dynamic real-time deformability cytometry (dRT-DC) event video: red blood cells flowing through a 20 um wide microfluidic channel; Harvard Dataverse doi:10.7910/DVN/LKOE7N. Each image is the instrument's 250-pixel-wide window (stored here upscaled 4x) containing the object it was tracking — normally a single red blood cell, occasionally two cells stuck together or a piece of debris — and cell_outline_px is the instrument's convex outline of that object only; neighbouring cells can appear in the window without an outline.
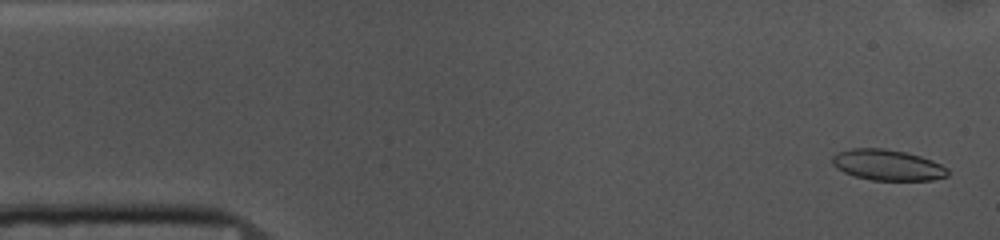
{"species": "common noctule bat (a hibernating species)", "species_latin": "Nyctalus noctula", "temperature_condition": "cold", "stored_images_in_passage": 53, "camera_frame_rate_fps": 3000, "um_per_image_px": 0.085, "animal": {"sex": "female", "body_mass_g": 10.0, "forearm_length_mm": 53.1}, "frame": {"image": 1, "passage_image": 2, "time_ms": 0.333, "image_size_px": [1000, 240], "cell_outline_px": [[948, 176], [932, 180], [872, 180], [856, 176], [844, 172], [836, 168], [832, 164], [832, 156], [840, 152], [852, 148], [884, 148], [904, 152], [920, 156], [932, 160], [948, 168]], "centroid_in_image_um": [75.45, 14.03], "position_along_channel_um": 9.6, "area_um2": 20.63}}
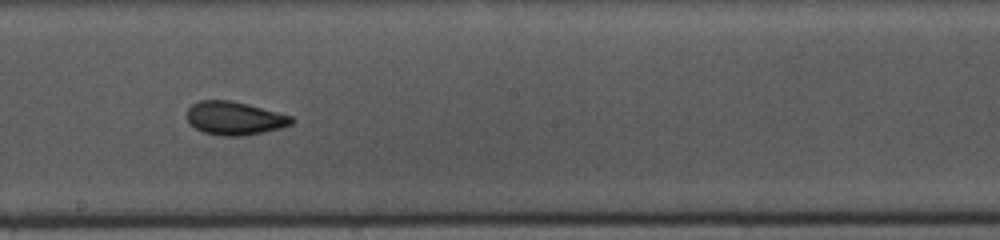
{"frame": {"image": 2, "passage_image": 28, "time_ms": 9.0, "image_size_px": [1000, 240], "cell_outline_px": [[296, 120], [292, 124], [280, 128], [264, 132], [240, 136], [220, 136], [204, 132], [188, 124], [188, 108], [192, 104], [200, 100], [228, 100], [248, 104], [292, 116]], "centroid_in_image_um": [19.94, 10.05], "position_along_channel_um": 228.3, "area_um2": 20.35}}
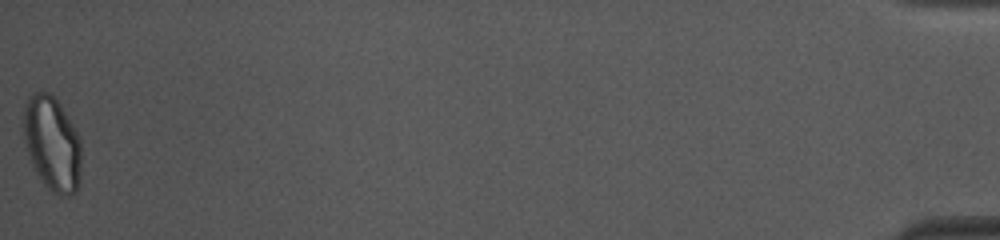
{"frame": {"image": 3, "passage_image": 53, "time_ms": 17.333, "image_size_px": [1000, 240], "cell_outline_px": [[80, 180], [76, 192], [68, 196], [60, 196], [48, 188], [44, 184], [36, 172], [32, 164], [24, 140], [24, 108], [28, 96], [36, 92], [48, 92], [60, 104], [72, 124], [80, 140]], "centroid_in_image_um": [4.43, 12.23], "position_along_channel_um": 430.8, "area_um2": 31.5}, "authors_computed_cell_mechanics": {"area_um2": 20.808, "velocity_mm_per_s": 3.6964, "shape_relaxation_time_tau1_ms": 8.5136, "shape_relaxation_time_tau2_ms": 2.0829, "deformation_change_tau1": 0.1677, "deformation_change_tau2": 0.0829}}